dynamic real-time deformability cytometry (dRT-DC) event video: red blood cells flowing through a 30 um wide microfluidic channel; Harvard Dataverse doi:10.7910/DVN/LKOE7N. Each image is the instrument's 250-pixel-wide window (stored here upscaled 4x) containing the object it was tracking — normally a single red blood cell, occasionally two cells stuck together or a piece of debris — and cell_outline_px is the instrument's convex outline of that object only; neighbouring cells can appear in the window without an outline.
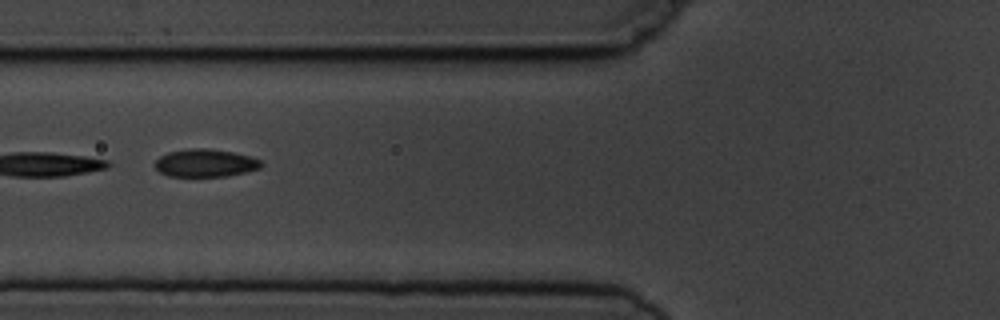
{"species": "common noctule bat (a hibernating species)", "species_latin": "Nyctalus noctula", "temperature_condition": "cold", "stored_images_in_passage": 12, "segment_of_instrument_passage": [2, 2], "camera_frame_rate_fps": 3000, "um_per_image_px": 0.085, "animal": {"sex": "male", "body_mass_g": 19.5, "forearm_length_mm": 54.6}, "frame": {"image": 1, "passage_image": 4, "time_ms": 4.333, "image_size_px": [1000, 320], "cell_outline_px": [[264, 164], [260, 168], [228, 176], [168, 176], [160, 172], [156, 168], [156, 160], [160, 156], [168, 152], [188, 148], [208, 148], [232, 152], [252, 156], [260, 160]], "centroid_in_image_um": [17.47, 13.85], "position_along_channel_um": 108.3, "area_um2": 17.22}}
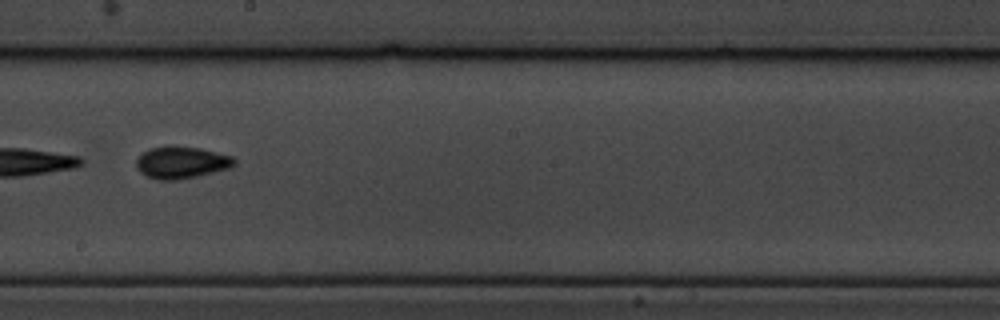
{"frame": {"image": 2, "passage_image": 7, "time_ms": 7.667, "image_size_px": [1000, 320], "cell_outline_px": [[236, 164], [232, 168], [196, 176], [176, 180], [160, 180], [148, 176], [140, 172], [136, 168], [136, 160], [148, 148], [172, 144], [200, 148], [232, 156], [236, 160]], "centroid_in_image_um": [15.43, 13.79], "position_along_channel_um": 232.8, "area_um2": 18.55}}
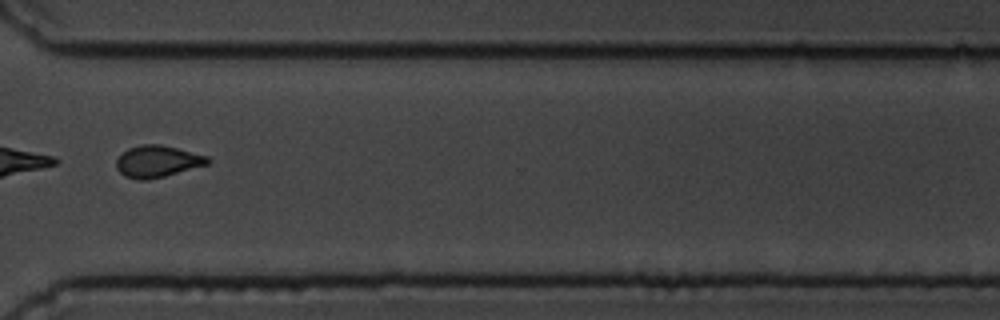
{"frame": {"image": 3, "passage_image": 10, "time_ms": 11.0, "image_size_px": [1000, 320], "cell_outline_px": [[212, 160], [208, 164], [164, 176], [148, 180], [140, 180], [124, 176], [116, 168], [116, 160], [128, 148], [140, 144], [160, 144], [208, 156]], "centroid_in_image_um": [13.37, 13.71], "position_along_channel_um": 357.2, "area_um2": 16.82}}